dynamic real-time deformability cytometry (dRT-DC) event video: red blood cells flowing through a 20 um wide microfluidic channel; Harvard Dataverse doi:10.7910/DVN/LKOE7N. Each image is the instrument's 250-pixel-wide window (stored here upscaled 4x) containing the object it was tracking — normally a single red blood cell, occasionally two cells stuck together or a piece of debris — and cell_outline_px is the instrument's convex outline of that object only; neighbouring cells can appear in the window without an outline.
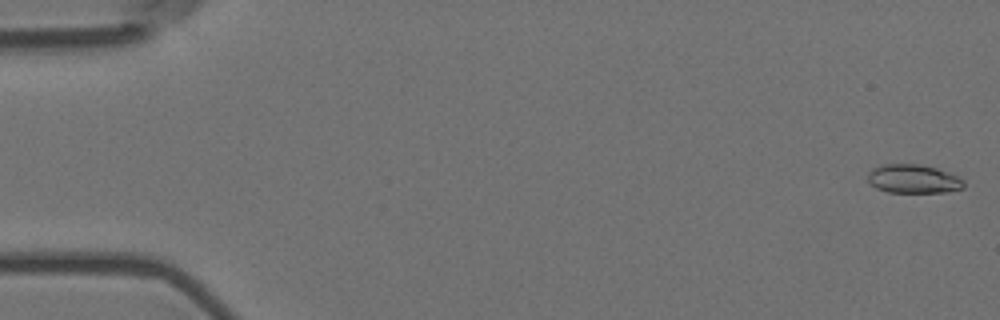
{"species": "Egyptian fruit bat (a non-hibernating species)", "species_latin": "Rousettus aegyptiacus", "temperature_condition": "room temperature", "stored_images_in_passage": 9, "camera_frame_rate_fps": 3000, "um_per_image_px": 0.085, "animal": {"sex": "female"}, "frame": {"image": 1, "passage_image": 1, "time_ms": 0.0, "image_size_px": [1000, 320], "cell_outline_px": [[964, 188], [948, 192], [888, 192], [876, 188], [868, 180], [868, 172], [872, 168], [884, 164], [920, 164], [936, 168], [948, 172], [964, 180]], "centroid_in_image_um": [77.64, 15.2], "position_along_channel_um": 7.4, "area_um2": 16.07}}
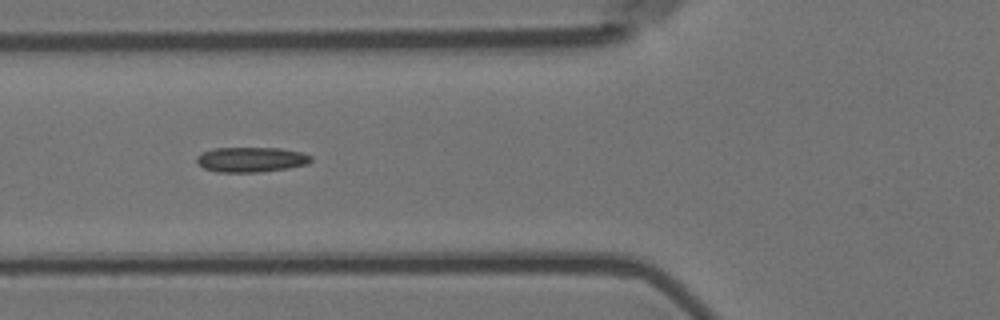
{"frame": {"image": 2, "passage_image": 7, "time_ms": 2.0, "image_size_px": [1000, 320], "cell_outline_px": [[312, 160], [308, 164], [288, 168], [260, 172], [216, 172], [204, 168], [196, 160], [196, 156], [204, 152], [216, 148], [280, 148], [300, 152], [312, 156]], "centroid_in_image_um": [21.36, 13.57], "position_along_channel_um": 104.4, "area_um2": 16.59}}
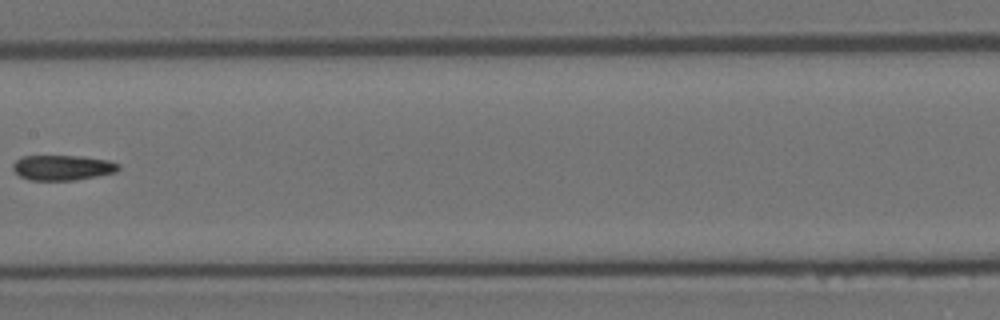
{"frame": {"image": 3, "passage_image": 9, "time_ms": 2.667, "image_size_px": [1000, 320], "cell_outline_px": [[120, 168], [116, 172], [76, 180], [28, 180], [20, 176], [12, 168], [12, 164], [20, 156], [80, 156], [108, 160], [120, 164]], "centroid_in_image_um": [5.31, 14.24], "position_along_channel_um": 202.1, "area_um2": 15.55}}